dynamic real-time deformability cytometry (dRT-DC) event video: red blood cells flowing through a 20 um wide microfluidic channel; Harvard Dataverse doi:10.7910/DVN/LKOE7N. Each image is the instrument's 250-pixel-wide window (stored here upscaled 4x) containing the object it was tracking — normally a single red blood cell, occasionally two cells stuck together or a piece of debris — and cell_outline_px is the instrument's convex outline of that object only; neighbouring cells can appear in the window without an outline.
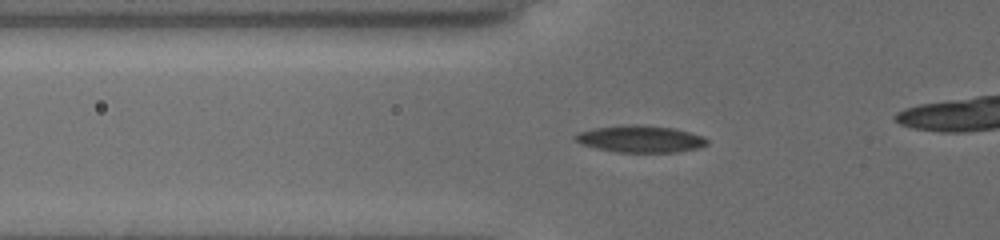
{"species": "common noctule bat (a hibernating species)", "species_latin": "Nyctalus noctula", "temperature_condition": "cold", "stored_images_in_passage": 43, "camera_frame_rate_fps": 3000, "um_per_image_px": 0.085, "animal": {"sex": "female", "body_mass_g": 19.5, "forearm_length_mm": 54.1}, "frame": {"image": 1, "passage_image": 15, "time_ms": 4.667, "image_size_px": [1000, 240], "cell_outline_px": [[708, 144], [696, 148], [676, 152], [616, 152], [596, 148], [580, 144], [572, 136], [580, 132], [592, 128], [628, 124], [644, 124], [672, 128], [704, 136], [708, 140]], "centroid_in_image_um": [54.4, 11.8], "position_along_channel_um": 71.4, "area_um2": 20.75}}
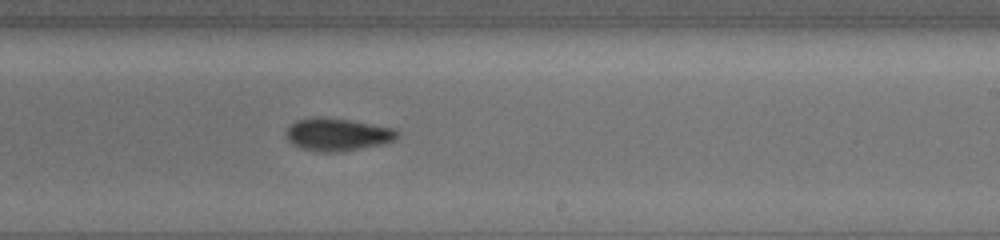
{"frame": {"image": 2, "passage_image": 30, "time_ms": 9.667, "image_size_px": [1000, 240], "cell_outline_px": [[400, 132], [392, 140], [384, 144], [336, 152], [324, 152], [304, 148], [292, 144], [288, 140], [288, 128], [296, 120], [312, 116], [352, 120], [392, 128]], "centroid_in_image_um": [28.69, 11.42], "position_along_channel_um": 260.3, "area_um2": 20.75}}
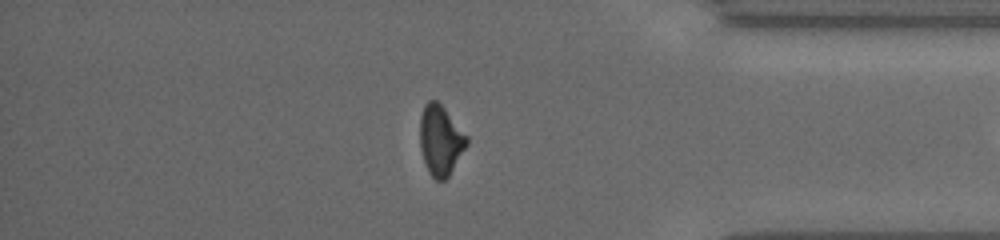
{"frame": {"image": 3, "passage_image": 42, "time_ms": 13.667, "image_size_px": [1000, 240], "cell_outline_px": [[468, 144], [448, 176], [444, 180], [436, 180], [428, 172], [420, 148], [420, 116], [424, 104], [428, 100], [436, 100], [444, 108], [468, 136]], "centroid_in_image_um": [37.43, 11.9], "position_along_channel_um": 397.8, "area_um2": 19.02}}